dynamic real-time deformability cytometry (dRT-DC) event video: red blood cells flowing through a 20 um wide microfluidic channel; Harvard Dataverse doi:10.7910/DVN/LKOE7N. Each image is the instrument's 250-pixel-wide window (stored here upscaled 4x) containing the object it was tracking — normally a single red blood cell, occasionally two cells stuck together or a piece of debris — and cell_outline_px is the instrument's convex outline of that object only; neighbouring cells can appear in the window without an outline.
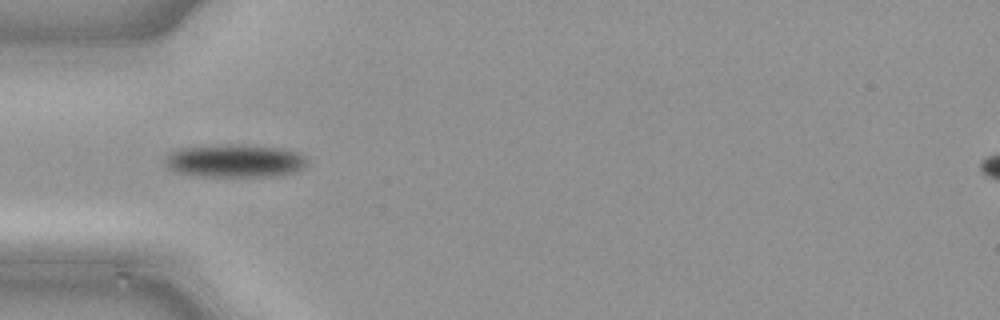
{"species": "common noctule bat (a hibernating species)", "species_latin": "Nyctalus noctula", "temperature_condition": "cold", "stored_images_in_passage": 39, "camera_frame_rate_fps": 3000, "um_per_image_px": 0.085, "animal": {"sex": "male", "body_mass_g": 21.5, "forearm_length_mm": 52.0}, "frame": {"image": 1, "passage_image": 6, "time_ms": 1.667, "image_size_px": [1000, 320], "cell_outline_px": [[308, 164], [296, 172], [276, 176], [196, 176], [176, 172], [168, 168], [164, 164], [164, 160], [172, 152], [180, 148], [228, 144], [240, 144], [280, 148], [296, 152], [304, 156], [308, 160]], "centroid_in_image_um": [19.97, 13.68], "position_along_channel_um": 65.0, "area_um2": 27.4}}
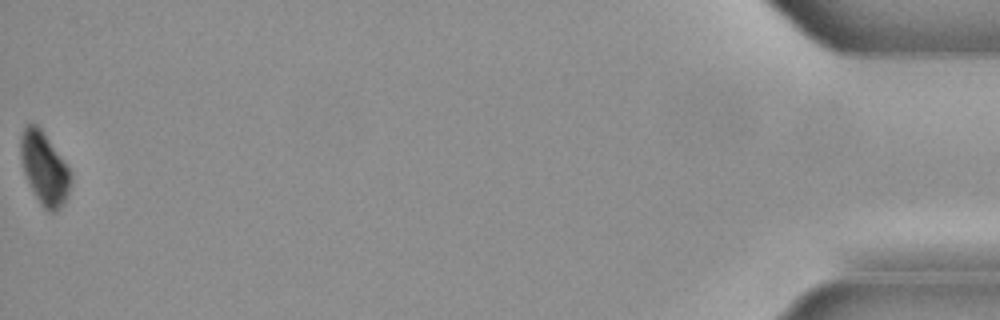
{"frame": {"image": 2, "passage_image": 39, "time_ms": 12.667, "image_size_px": [1000, 320], "cell_outline_px": [[72, 180], [68, 192], [64, 200], [56, 212], [48, 212], [40, 204], [24, 172], [20, 156], [20, 136], [24, 128], [28, 124], [36, 124], [40, 128], [72, 172]], "centroid_in_image_um": [3.77, 14.31], "position_along_channel_um": 431.4, "area_um2": 20.75}}